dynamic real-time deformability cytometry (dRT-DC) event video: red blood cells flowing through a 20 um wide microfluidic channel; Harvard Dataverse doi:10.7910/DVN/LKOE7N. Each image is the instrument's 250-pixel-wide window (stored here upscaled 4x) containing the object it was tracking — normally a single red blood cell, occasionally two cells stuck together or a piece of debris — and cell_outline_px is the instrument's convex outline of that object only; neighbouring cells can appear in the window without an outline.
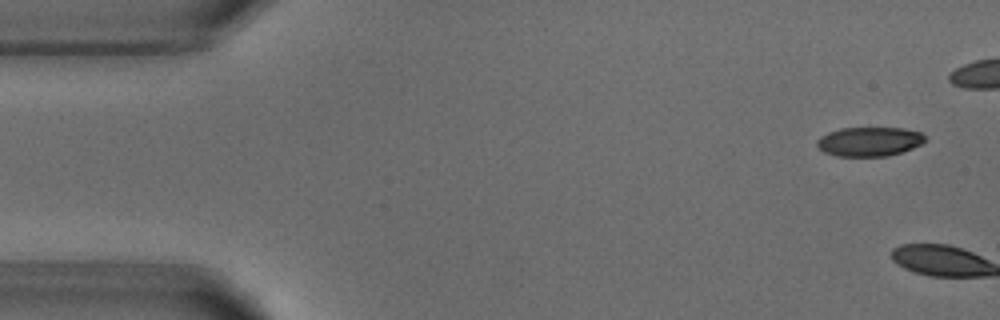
{"species": "common noctule bat (a hibernating species)", "species_latin": "Nyctalus noctula", "temperature_condition": "warm", "stored_images_in_passage": 6, "camera_frame_rate_fps": 3000, "um_per_image_px": 0.085, "animal": {"sex": "male", "body_mass_g": 18.8}, "frame": {"image": 1, "passage_image": 1, "time_ms": 0.0, "image_size_px": [1000, 320], "cell_outline_px": [[928, 140], [912, 148], [888, 156], [836, 156], [824, 152], [816, 144], [816, 140], [820, 136], [828, 132], [840, 128], [904, 128], [920, 132]], "centroid_in_image_um": [73.88, 12.03], "position_along_channel_um": 11.1, "area_um2": 18.44}}
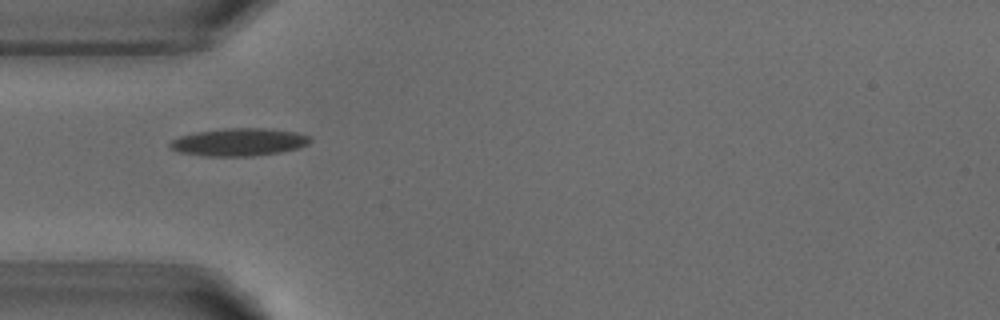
{"frame": {"image": 2, "passage_image": 6, "time_ms": 6.0, "image_size_px": [1000, 320], "cell_outline_px": [[312, 140], [308, 144], [296, 148], [280, 152], [252, 156], [208, 156], [180, 152], [172, 148], [168, 144], [172, 140], [180, 136], [196, 132], [224, 128], [272, 128], [296, 132], [308, 136]], "centroid_in_image_um": [20.33, 12.06], "position_along_channel_um": 64.7, "area_um2": 22.48}}